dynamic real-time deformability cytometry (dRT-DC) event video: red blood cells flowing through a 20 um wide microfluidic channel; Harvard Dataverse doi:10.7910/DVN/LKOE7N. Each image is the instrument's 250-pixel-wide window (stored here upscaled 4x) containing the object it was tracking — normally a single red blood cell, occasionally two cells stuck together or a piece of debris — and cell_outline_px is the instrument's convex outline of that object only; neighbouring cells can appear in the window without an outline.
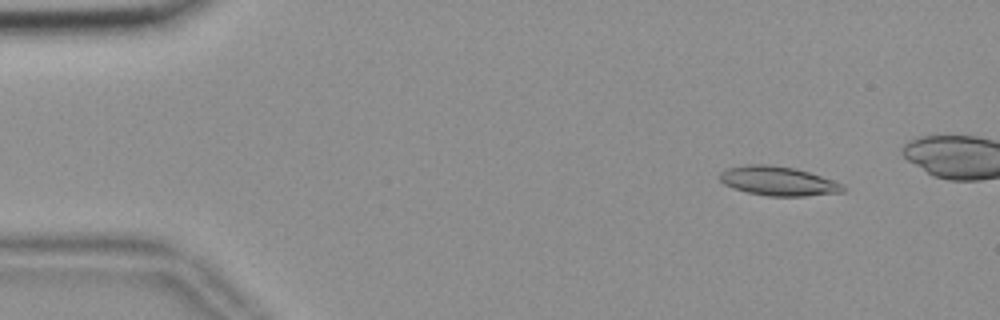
{"species": "common noctule bat (a hibernating species)", "species_latin": "Nyctalus noctula", "temperature_condition": "room temperature", "stored_images_in_passage": 49, "camera_frame_rate_fps": 3000, "um_per_image_px": 0.085, "animal": {"sex": "female", "body_mass_g": 18.4}, "frame": {"image": 1, "passage_image": 6, "time_ms": 1.667, "image_size_px": [1000, 320], "cell_outline_px": [[848, 188], [844, 192], [804, 196], [768, 196], [748, 192], [732, 188], [724, 184], [716, 176], [720, 172], [728, 168], [748, 164], [768, 164], [796, 168], [844, 184]], "centroid_in_image_um": [66.14, 15.39], "position_along_channel_um": 18.9, "area_um2": 21.15}}
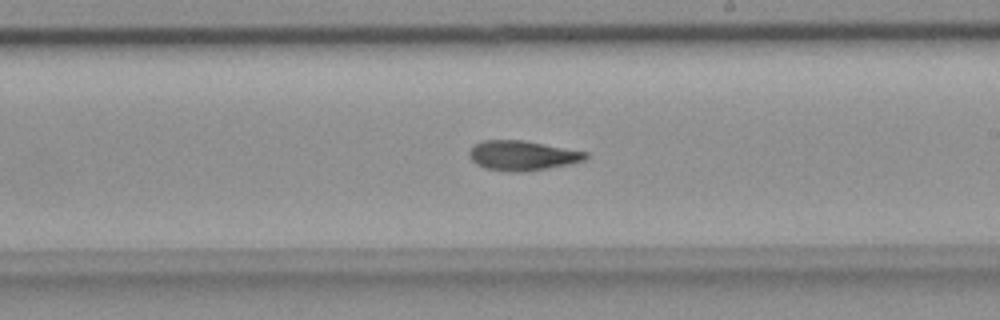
{"frame": {"image": 2, "passage_image": 32, "time_ms": 10.333, "image_size_px": [1000, 320], "cell_outline_px": [[588, 156], [584, 160], [568, 164], [520, 172], [512, 172], [484, 168], [476, 164], [472, 160], [468, 152], [476, 144], [484, 140], [520, 140], [544, 144], [588, 152]], "centroid_in_image_um": [44.38, 13.22], "position_along_channel_um": 244.6, "area_um2": 19.83}}
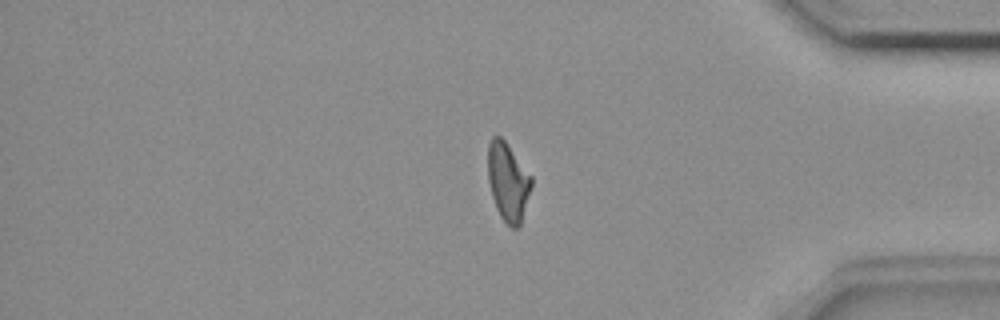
{"frame": {"image": 3, "passage_image": 46, "time_ms": 15.0, "image_size_px": [1000, 320], "cell_outline_px": [[532, 184], [520, 224], [516, 228], [512, 228], [500, 216], [496, 208], [492, 196], [488, 180], [488, 144], [492, 136], [500, 136], [504, 140], [532, 176]], "centroid_in_image_um": [43.16, 15.43], "position_along_channel_um": 392.0, "area_um2": 19.59}, "authors_computed_cell_mechanics": {"area_um2": 20.4034, "velocity_mm_per_s": 3.6787, "shape_relaxation_time_tau1_ms": 8.5667, "shape_relaxation_time_tau2_ms": 5.1931, "deformation_change_tau1": 0.2342, "deformation_change_tau2": 0.1415}}